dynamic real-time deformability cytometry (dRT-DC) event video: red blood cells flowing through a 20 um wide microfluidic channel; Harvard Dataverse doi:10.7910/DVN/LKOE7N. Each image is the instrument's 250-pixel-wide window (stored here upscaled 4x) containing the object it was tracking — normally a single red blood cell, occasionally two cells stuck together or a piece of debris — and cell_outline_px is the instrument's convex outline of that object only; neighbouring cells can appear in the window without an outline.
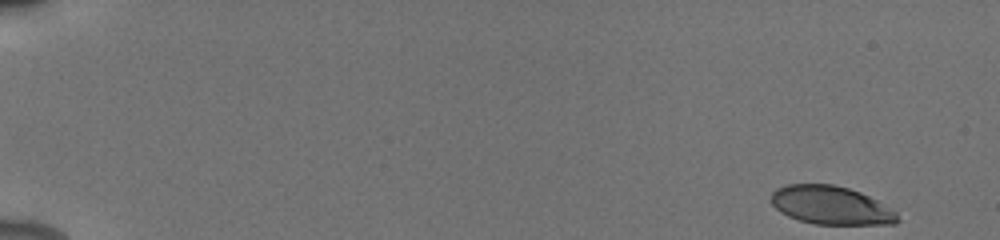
{"species": "human", "species_latin": "Homo sapiens", "temperature_condition": "cold", "stored_images_in_passage": 52, "camera_frame_rate_fps": 3000, "um_per_image_px": 0.085, "donor": {"sex": "male"}, "frame": {"image": 1, "passage_image": 1, "time_ms": 0.0, "image_size_px": [1000, 240], "cell_outline_px": [[900, 220], [896, 224], [816, 224], [800, 220], [788, 216], [780, 212], [772, 204], [772, 192], [776, 188], [788, 184], [832, 184], [848, 188], [860, 192], [876, 200], [896, 212]], "centroid_in_image_um": [70.62, 17.45], "position_along_channel_um": 14.4, "area_um2": 28.09}}
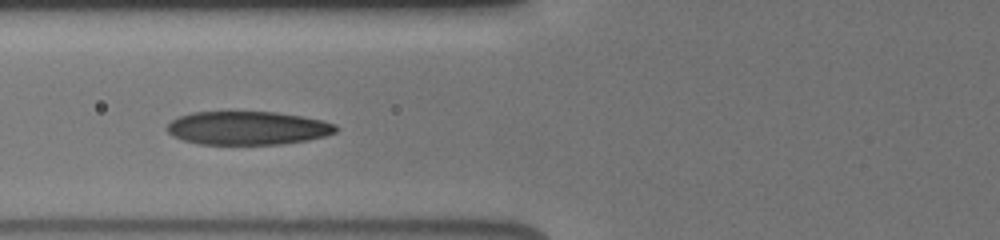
{"frame": {"image": 2, "passage_image": 21, "time_ms": 6.667, "image_size_px": [1000, 240], "cell_outline_px": [[340, 128], [336, 132], [324, 136], [308, 140], [280, 144], [200, 144], [184, 140], [172, 136], [168, 132], [168, 124], [172, 120], [180, 116], [192, 112], [228, 108], [276, 112], [324, 120], [336, 124]], "centroid_in_image_um": [21.04, 10.83], "position_along_channel_um": 104.8, "area_um2": 34.1}}
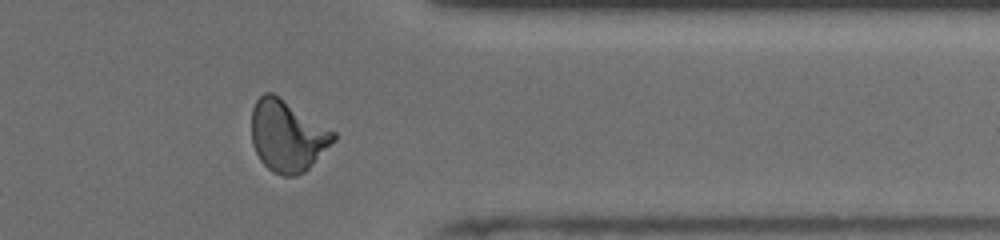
{"frame": {"image": 3, "passage_image": 43, "time_ms": 14.0, "image_size_px": [1000, 240], "cell_outline_px": [[336, 140], [304, 172], [296, 176], [284, 176], [272, 172], [260, 160], [252, 144], [252, 108], [256, 100], [264, 92], [272, 92], [280, 96], [336, 132]], "centroid_in_image_um": [24.42, 11.53], "position_along_channel_um": 387.0, "area_um2": 34.22}, "authors_computed_cell_mechanics": {"area_um2": 32.4836, "velocity_mm_per_s": 3.9154, "shape_relaxation_time_tau1_ms": 3.6445, "shape_relaxation_time_tau2_ms": 1.1203, "deformation_change_tau1": 0.1592, "deformation_change_tau2": 0.0783}}